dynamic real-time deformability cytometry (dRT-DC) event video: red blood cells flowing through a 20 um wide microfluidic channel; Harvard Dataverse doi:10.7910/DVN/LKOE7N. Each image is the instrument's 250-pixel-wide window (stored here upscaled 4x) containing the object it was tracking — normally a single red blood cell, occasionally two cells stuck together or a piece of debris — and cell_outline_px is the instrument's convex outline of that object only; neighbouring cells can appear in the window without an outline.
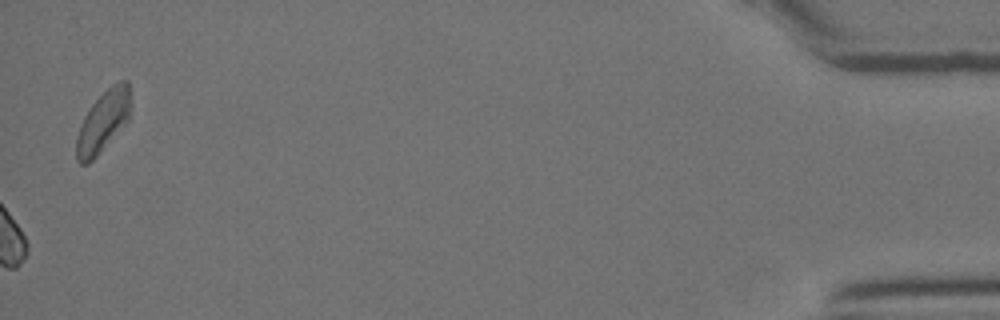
{"species": "Egyptian fruit bat (a non-hibernating species)", "species_latin": "Rousettus aegyptiacus", "temperature_condition": "room temperature", "stored_images_in_passage": 32, "camera_frame_rate_fps": 3000, "um_per_image_px": 0.085, "animal": {"sex": "female"}, "frame": {"image": 1, "passage_image": 32, "time_ms": 10.333, "image_size_px": [1000, 320], "cell_outline_px": [[128, 120], [100, 152], [88, 164], [80, 164], [76, 160], [76, 136], [84, 116], [92, 104], [112, 84], [120, 80], [128, 80]], "centroid_in_image_um": [8.71, 10.36], "position_along_channel_um": 426.5, "area_um2": 18.79}}